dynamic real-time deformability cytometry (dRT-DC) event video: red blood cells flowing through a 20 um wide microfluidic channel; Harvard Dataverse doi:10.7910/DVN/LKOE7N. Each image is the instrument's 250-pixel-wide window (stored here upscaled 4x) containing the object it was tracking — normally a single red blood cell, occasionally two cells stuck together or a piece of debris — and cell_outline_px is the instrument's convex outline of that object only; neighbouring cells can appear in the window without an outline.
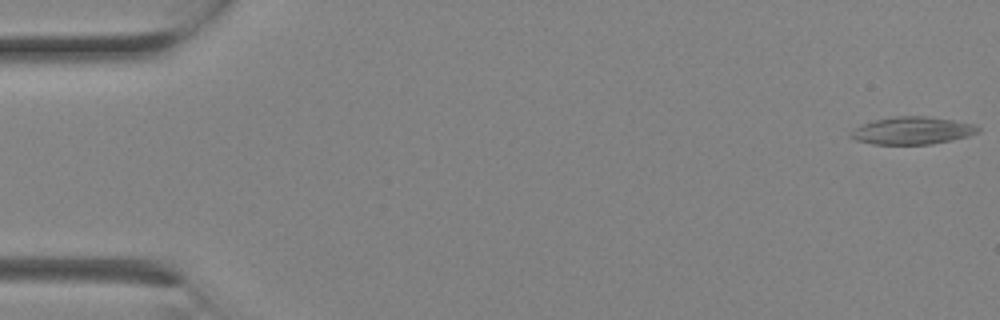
{"species": "Egyptian fruit bat (a non-hibernating species)", "species_latin": "Rousettus aegyptiacus", "temperature_condition": "room temperature", "stored_images_in_passage": 2, "camera_frame_rate_fps": 3000, "um_per_image_px": 0.085, "animal": {"sex": "female"}, "frame": {"image": 1, "passage_image": 2, "time_ms": 0.333, "image_size_px": [1000, 320], "cell_outline_px": [[980, 132], [968, 136], [932, 144], [872, 144], [856, 140], [848, 136], [848, 132], [864, 124], [876, 120], [896, 116], [928, 116], [952, 120], [972, 124], [980, 128]], "centroid_in_image_um": [77.53, 11.1], "position_along_channel_um": 7.5, "area_um2": 20.23}}